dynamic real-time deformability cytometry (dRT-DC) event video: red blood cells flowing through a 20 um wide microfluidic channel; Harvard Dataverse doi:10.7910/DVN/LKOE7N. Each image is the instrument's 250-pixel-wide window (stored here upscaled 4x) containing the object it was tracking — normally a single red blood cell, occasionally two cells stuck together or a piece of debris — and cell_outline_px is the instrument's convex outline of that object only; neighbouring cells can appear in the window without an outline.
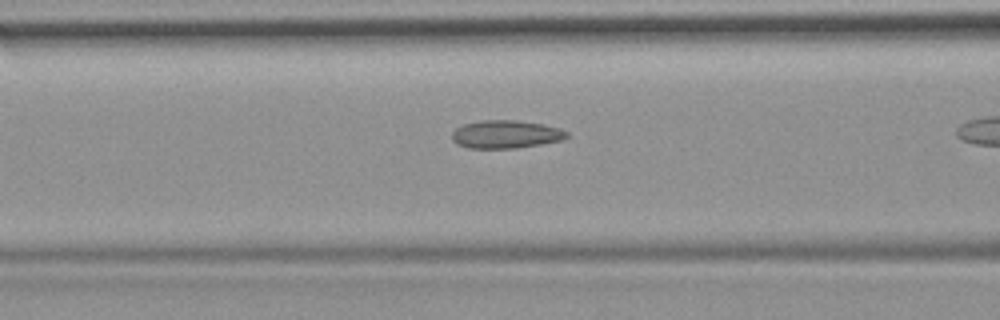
{"species": "common noctule bat (a hibernating species)", "species_latin": "Nyctalus noctula", "temperature_condition": "room temperature", "stored_images_in_passage": 13, "camera_frame_rate_fps": 3000, "um_per_image_px": 0.085, "animal": {"sex": "female", "body_mass_g": 19.9}, "frame": {"image": 1, "passage_image": 8, "time_ms": 2.333, "image_size_px": [1000, 320], "cell_outline_px": [[568, 136], [564, 140], [516, 148], [468, 148], [456, 144], [452, 140], [452, 132], [456, 128], [464, 124], [480, 120], [516, 120], [544, 124], [560, 128], [568, 132]], "centroid_in_image_um": [43.0, 11.41], "position_along_channel_um": 123.6, "area_um2": 18.9}}
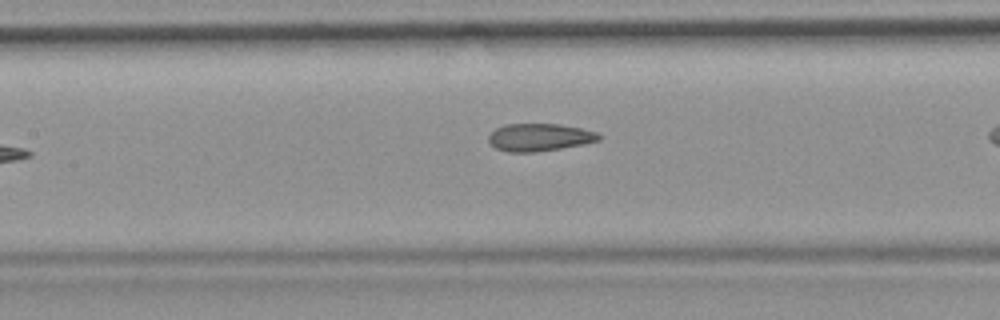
{"frame": {"image": 2, "passage_image": 11, "time_ms": 3.333, "image_size_px": [1000, 320], "cell_outline_px": [[600, 140], [584, 144], [536, 152], [508, 152], [496, 148], [488, 140], [488, 136], [496, 128], [504, 124], [560, 124], [580, 128], [596, 132], [600, 136]], "centroid_in_image_um": [45.84, 11.67], "position_along_channel_um": 161.6, "area_um2": 17.63}}